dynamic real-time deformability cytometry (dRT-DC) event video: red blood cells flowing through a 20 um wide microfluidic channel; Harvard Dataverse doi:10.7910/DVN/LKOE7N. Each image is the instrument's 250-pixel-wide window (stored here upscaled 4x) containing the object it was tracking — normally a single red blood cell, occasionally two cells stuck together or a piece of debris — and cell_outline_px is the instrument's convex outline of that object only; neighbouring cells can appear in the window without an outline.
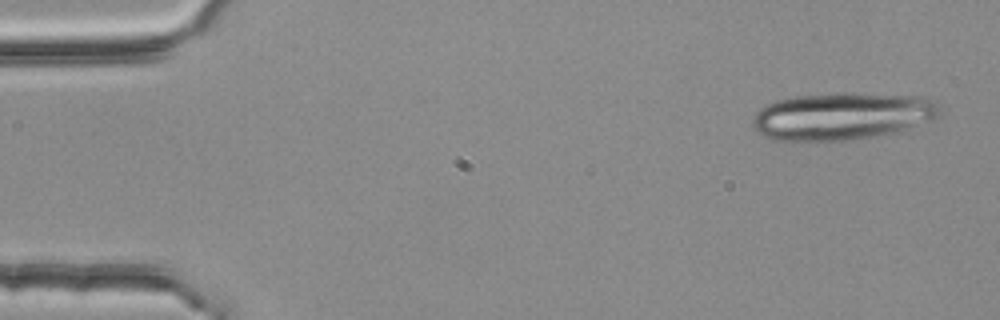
{"species": "common noctule bat (a hibernating species)", "species_latin": "Nyctalus noctula", "temperature_condition": "room temperature", "stored_images_in_passage": 4, "camera_frame_rate_fps": 3000, "um_per_image_px": 0.085, "animal": {"sex": "female", "body_mass_g": 25.1}, "frame": {"image": 1, "passage_image": 1, "time_ms": 0.0, "image_size_px": [1000, 320], "cell_outline_px": [[940, 112], [936, 116], [928, 120], [900, 132], [852, 140], [800, 144], [792, 144], [772, 140], [764, 136], [752, 124], [752, 120], [756, 112], [760, 108], [776, 100], [796, 96], [840, 92], [852, 92], [920, 96], [940, 104]], "centroid_in_image_um": [71.51, 9.91], "position_along_channel_um": 13.5, "area_um2": 53.0}}